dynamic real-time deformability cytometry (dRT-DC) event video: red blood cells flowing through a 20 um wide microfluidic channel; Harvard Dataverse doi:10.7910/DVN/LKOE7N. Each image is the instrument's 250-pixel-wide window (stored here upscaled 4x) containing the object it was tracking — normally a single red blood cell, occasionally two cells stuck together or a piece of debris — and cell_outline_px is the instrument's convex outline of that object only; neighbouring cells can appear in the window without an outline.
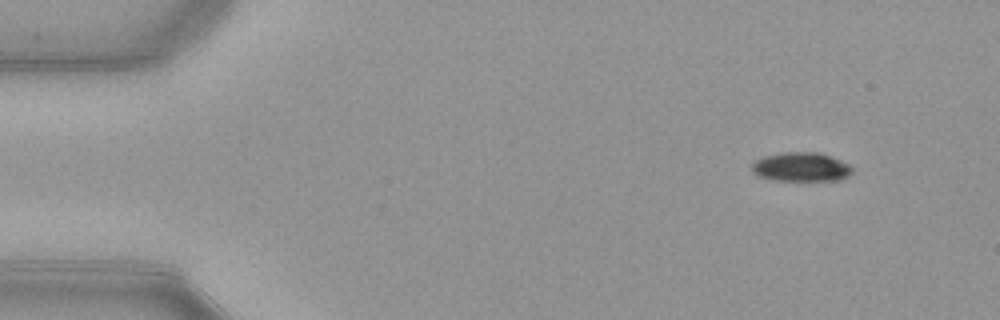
{"species": "common noctule bat (a hibernating species)", "species_latin": "Nyctalus noctula", "temperature_condition": "warm", "stored_images_in_passage": 16, "camera_frame_rate_fps": 3000, "um_per_image_px": 0.085, "animal": {"sex": "female", "body_mass_g": 21.9}, "frame": {"image": 1, "passage_image": 5, "time_ms": 1.333, "image_size_px": [1000, 320], "cell_outline_px": [[852, 172], [848, 176], [840, 180], [772, 180], [760, 176], [752, 172], [752, 164], [756, 160], [764, 156], [780, 152], [820, 152], [840, 160], [848, 164], [852, 168]], "centroid_in_image_um": [68.09, 14.18], "position_along_channel_um": 16.9, "area_um2": 16.99}}